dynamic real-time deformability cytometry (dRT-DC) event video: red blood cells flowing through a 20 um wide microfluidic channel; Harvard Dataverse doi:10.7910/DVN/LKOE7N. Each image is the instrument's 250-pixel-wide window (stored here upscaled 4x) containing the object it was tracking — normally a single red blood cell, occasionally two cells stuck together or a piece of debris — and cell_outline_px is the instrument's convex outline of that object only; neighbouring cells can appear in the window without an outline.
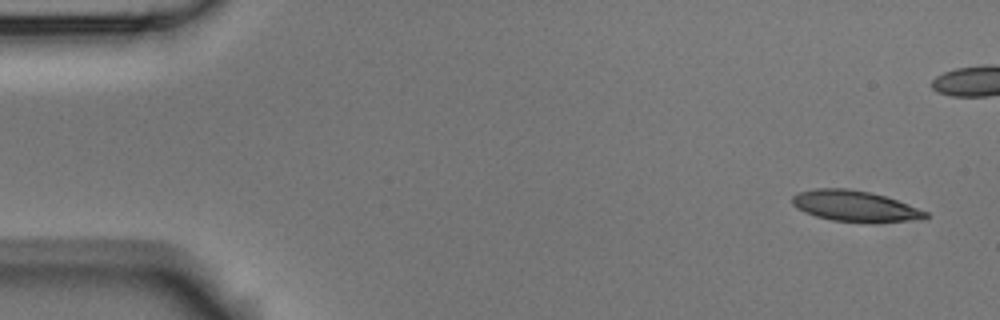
{"species": "Egyptian fruit bat (a non-hibernating species)", "species_latin": "Rousettus aegyptiacus", "temperature_condition": "room temperature", "stored_images_in_passage": 7, "camera_frame_rate_fps": 3000, "um_per_image_px": 0.085, "animal": {"sex": "male"}, "frame": {"image": 1, "passage_image": 1, "time_ms": 0.0, "image_size_px": [1000, 320], "cell_outline_px": [[932, 216], [928, 220], [872, 224], [832, 220], [816, 216], [804, 212], [796, 208], [792, 204], [792, 196], [800, 192], [816, 188], [848, 188], [872, 192], [896, 200], [928, 212]], "centroid_in_image_um": [72.77, 17.55], "position_along_channel_um": 12.2, "area_um2": 24.74}}
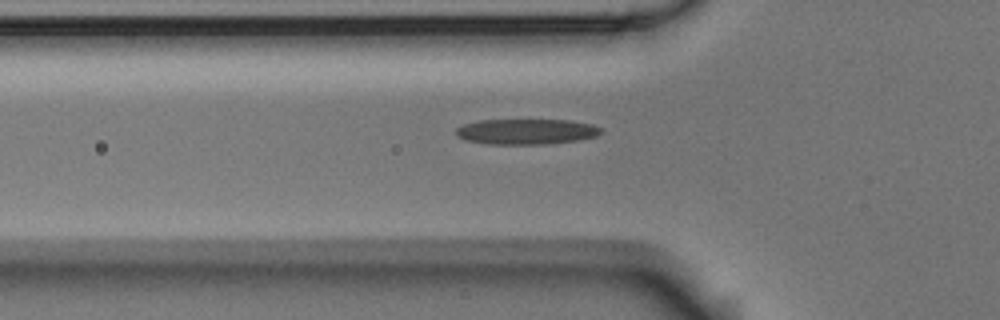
{"frame": {"image": 2, "passage_image": 6, "time_ms": 7.0, "image_size_px": [1000, 320], "cell_outline_px": [[604, 132], [596, 136], [576, 140], [544, 144], [488, 144], [464, 140], [456, 136], [456, 128], [464, 124], [480, 120], [568, 120], [592, 124], [600, 128]], "centroid_in_image_um": [44.71, 11.18], "position_along_channel_um": 81.1, "area_um2": 21.5}}
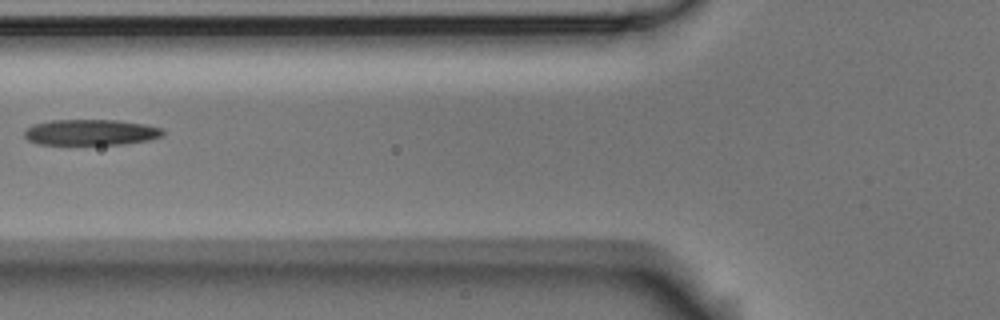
{"frame": {"image": 3, "passage_image": 7, "time_ms": 8.0, "image_size_px": [1000, 320], "cell_outline_px": [[164, 136], [148, 140], [124, 144], [40, 144], [28, 140], [24, 136], [24, 132], [32, 124], [52, 120], [116, 120], [144, 124], [160, 128], [164, 132]], "centroid_in_image_um": [7.71, 11.24], "position_along_channel_um": 118.1, "area_um2": 20.75}}